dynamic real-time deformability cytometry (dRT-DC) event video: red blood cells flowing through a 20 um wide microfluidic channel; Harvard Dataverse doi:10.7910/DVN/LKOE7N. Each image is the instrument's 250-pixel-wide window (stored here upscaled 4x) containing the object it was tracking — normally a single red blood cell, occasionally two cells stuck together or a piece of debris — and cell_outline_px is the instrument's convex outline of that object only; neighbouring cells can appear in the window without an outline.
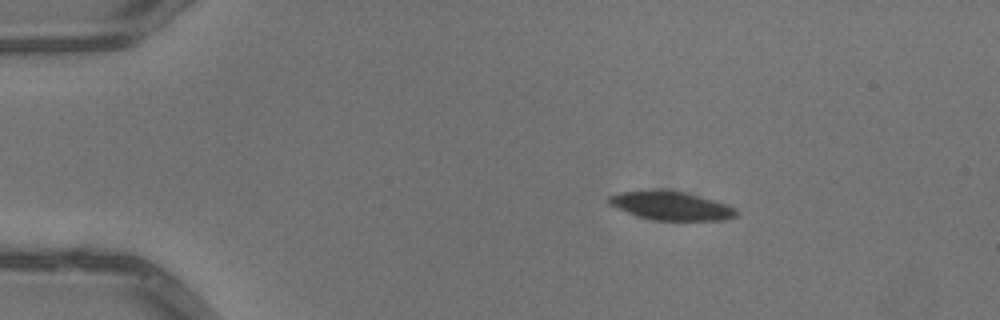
{"species": "common noctule bat (a hibernating species)", "species_latin": "Nyctalus noctula", "temperature_condition": "warm", "stored_images_in_passage": 3, "camera_frame_rate_fps": 3000, "um_per_image_px": 0.085, "animal": {"sex": "male", "body_mass_g": 13.3}, "frame": {"image": 1, "passage_image": 1, "time_ms": 0.0, "image_size_px": [1000, 320], "cell_outline_px": [[740, 212], [736, 216], [724, 220], [656, 220], [640, 216], [616, 208], [608, 204], [608, 196], [620, 192], [684, 192], [700, 196], [728, 204], [736, 208]], "centroid_in_image_um": [57.12, 17.52], "position_along_channel_um": 27.9, "area_um2": 20.58}}